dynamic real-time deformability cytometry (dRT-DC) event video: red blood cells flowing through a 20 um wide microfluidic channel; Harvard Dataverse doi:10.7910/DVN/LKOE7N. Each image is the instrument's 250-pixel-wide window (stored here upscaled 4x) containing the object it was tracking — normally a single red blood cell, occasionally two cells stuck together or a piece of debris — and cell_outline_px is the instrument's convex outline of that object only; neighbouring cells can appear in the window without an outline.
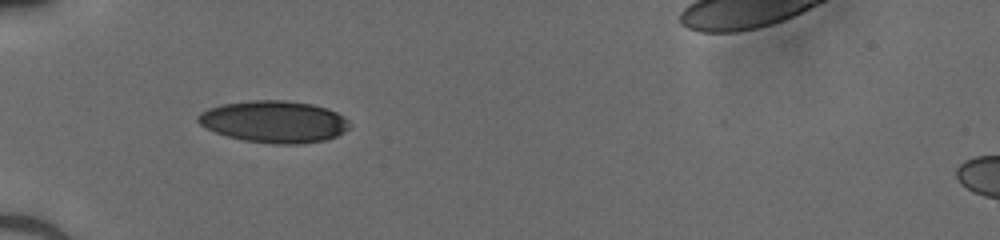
{"species": "human", "species_latin": "Homo sapiens", "temperature_condition": "cold", "stored_images_in_passage": 35, "segment_of_instrument_passage": [1, 2], "camera_frame_rate_fps": 3000, "um_per_image_px": 0.085, "donor": {"sex": "male"}, "frame": {"image": 1, "passage_image": 1, "time_ms": 0.0, "image_size_px": [1000, 240], "cell_outline_px": [[352, 128], [336, 136], [324, 140], [300, 144], [272, 144], [244, 140], [228, 136], [204, 128], [196, 120], [196, 116], [200, 112], [208, 108], [220, 104], [252, 100], [284, 100], [312, 104], [328, 108], [344, 116], [352, 124]], "centroid_in_image_um": [23.31, 10.34], "position_along_channel_um": 61.7, "area_um2": 37.4}}
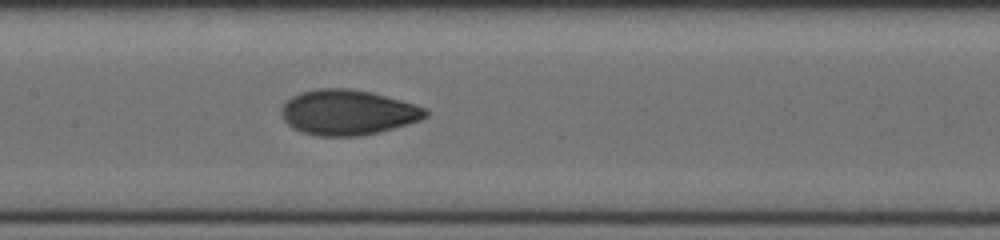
{"frame": {"image": 2, "passage_image": 10, "time_ms": 3.0, "image_size_px": [1000, 240], "cell_outline_px": [[428, 116], [420, 120], [408, 124], [360, 136], [320, 136], [304, 132], [292, 128], [284, 120], [280, 112], [284, 104], [292, 96], [300, 92], [320, 88], [348, 88], [372, 92], [400, 100], [424, 108], [428, 112]], "centroid_in_image_um": [29.54, 9.55], "position_along_channel_um": 177.9, "area_um2": 37.69}}
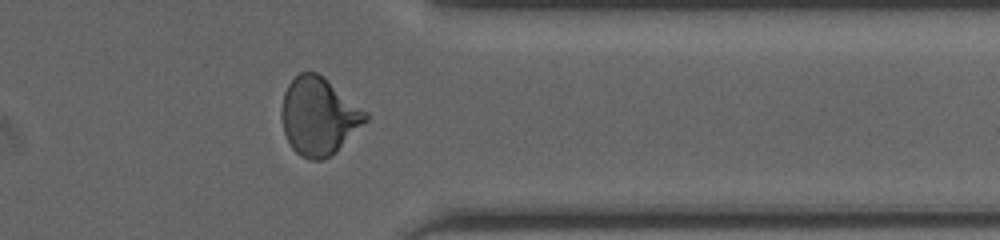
{"frame": {"image": 3, "passage_image": 25, "time_ms": 8.0, "image_size_px": [1000, 240], "cell_outline_px": [[368, 120], [332, 156], [320, 160], [308, 160], [300, 156], [292, 148], [284, 132], [280, 116], [280, 112], [284, 92], [288, 84], [300, 72], [316, 72], [324, 76], [368, 112]], "centroid_in_image_um": [27.1, 9.88], "position_along_channel_um": 384.3, "area_um2": 38.32}}